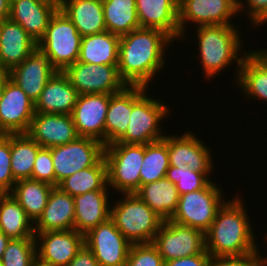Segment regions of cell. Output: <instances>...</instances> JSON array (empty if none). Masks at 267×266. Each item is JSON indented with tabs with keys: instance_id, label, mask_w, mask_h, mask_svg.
<instances>
[{
	"instance_id": "6da1fadb",
	"label": "cell",
	"mask_w": 267,
	"mask_h": 266,
	"mask_svg": "<svg viewBox=\"0 0 267 266\" xmlns=\"http://www.w3.org/2000/svg\"><path fill=\"white\" fill-rule=\"evenodd\" d=\"M172 41L162 31L143 27L120 36V77L127 85L149 87L156 73L165 67L164 51Z\"/></svg>"
},
{
	"instance_id": "7a4b0ae2",
	"label": "cell",
	"mask_w": 267,
	"mask_h": 266,
	"mask_svg": "<svg viewBox=\"0 0 267 266\" xmlns=\"http://www.w3.org/2000/svg\"><path fill=\"white\" fill-rule=\"evenodd\" d=\"M245 208L238 196L219 208L205 232V249L212 257L240 256L258 250Z\"/></svg>"
},
{
	"instance_id": "3957f363",
	"label": "cell",
	"mask_w": 267,
	"mask_h": 266,
	"mask_svg": "<svg viewBox=\"0 0 267 266\" xmlns=\"http://www.w3.org/2000/svg\"><path fill=\"white\" fill-rule=\"evenodd\" d=\"M235 25H208L196 28L198 51L204 76L207 80L218 75L236 60L238 78L239 68L245 57L239 51L243 43L242 36ZM239 55V56H238Z\"/></svg>"
},
{
	"instance_id": "277c9868",
	"label": "cell",
	"mask_w": 267,
	"mask_h": 266,
	"mask_svg": "<svg viewBox=\"0 0 267 266\" xmlns=\"http://www.w3.org/2000/svg\"><path fill=\"white\" fill-rule=\"evenodd\" d=\"M147 87L132 85V111L125 134L117 141L125 144H150L162 140L161 121L170 115L168 105L147 96Z\"/></svg>"
},
{
	"instance_id": "5b68a950",
	"label": "cell",
	"mask_w": 267,
	"mask_h": 266,
	"mask_svg": "<svg viewBox=\"0 0 267 266\" xmlns=\"http://www.w3.org/2000/svg\"><path fill=\"white\" fill-rule=\"evenodd\" d=\"M110 208V219L131 244L151 243L163 223L135 193H122Z\"/></svg>"
},
{
	"instance_id": "8992f818",
	"label": "cell",
	"mask_w": 267,
	"mask_h": 266,
	"mask_svg": "<svg viewBox=\"0 0 267 266\" xmlns=\"http://www.w3.org/2000/svg\"><path fill=\"white\" fill-rule=\"evenodd\" d=\"M82 36L77 28L58 8L52 15L44 37L37 47L46 54L56 69L63 72L78 61Z\"/></svg>"
},
{
	"instance_id": "52a82bcc",
	"label": "cell",
	"mask_w": 267,
	"mask_h": 266,
	"mask_svg": "<svg viewBox=\"0 0 267 266\" xmlns=\"http://www.w3.org/2000/svg\"><path fill=\"white\" fill-rule=\"evenodd\" d=\"M108 186L122 193H135L140 188V168L144 144L114 142L105 146Z\"/></svg>"
},
{
	"instance_id": "ba28073f",
	"label": "cell",
	"mask_w": 267,
	"mask_h": 266,
	"mask_svg": "<svg viewBox=\"0 0 267 266\" xmlns=\"http://www.w3.org/2000/svg\"><path fill=\"white\" fill-rule=\"evenodd\" d=\"M219 186L210 181L204 188L179 196L171 221L203 231L210 228L217 211L225 203Z\"/></svg>"
},
{
	"instance_id": "9c48e42d",
	"label": "cell",
	"mask_w": 267,
	"mask_h": 266,
	"mask_svg": "<svg viewBox=\"0 0 267 266\" xmlns=\"http://www.w3.org/2000/svg\"><path fill=\"white\" fill-rule=\"evenodd\" d=\"M104 144L90 137H77L70 143L51 148L55 186L74 173L95 166L104 157Z\"/></svg>"
},
{
	"instance_id": "30bf717a",
	"label": "cell",
	"mask_w": 267,
	"mask_h": 266,
	"mask_svg": "<svg viewBox=\"0 0 267 266\" xmlns=\"http://www.w3.org/2000/svg\"><path fill=\"white\" fill-rule=\"evenodd\" d=\"M152 243L164 262L206 252L203 231L171 220L163 221Z\"/></svg>"
},
{
	"instance_id": "8fae6325",
	"label": "cell",
	"mask_w": 267,
	"mask_h": 266,
	"mask_svg": "<svg viewBox=\"0 0 267 266\" xmlns=\"http://www.w3.org/2000/svg\"><path fill=\"white\" fill-rule=\"evenodd\" d=\"M242 0H179L178 23L180 40L185 33L187 22L196 26L233 25L231 18L243 11Z\"/></svg>"
},
{
	"instance_id": "7c38bea8",
	"label": "cell",
	"mask_w": 267,
	"mask_h": 266,
	"mask_svg": "<svg viewBox=\"0 0 267 266\" xmlns=\"http://www.w3.org/2000/svg\"><path fill=\"white\" fill-rule=\"evenodd\" d=\"M63 73L79 95L114 94L127 86L120 77L118 65H95L77 61Z\"/></svg>"
},
{
	"instance_id": "4fadbf2b",
	"label": "cell",
	"mask_w": 267,
	"mask_h": 266,
	"mask_svg": "<svg viewBox=\"0 0 267 266\" xmlns=\"http://www.w3.org/2000/svg\"><path fill=\"white\" fill-rule=\"evenodd\" d=\"M84 244L100 266H125L131 243L109 218L84 235Z\"/></svg>"
},
{
	"instance_id": "5bb4252c",
	"label": "cell",
	"mask_w": 267,
	"mask_h": 266,
	"mask_svg": "<svg viewBox=\"0 0 267 266\" xmlns=\"http://www.w3.org/2000/svg\"><path fill=\"white\" fill-rule=\"evenodd\" d=\"M35 114V103L10 78L0 101V134L27 133Z\"/></svg>"
},
{
	"instance_id": "9a60e30c",
	"label": "cell",
	"mask_w": 267,
	"mask_h": 266,
	"mask_svg": "<svg viewBox=\"0 0 267 266\" xmlns=\"http://www.w3.org/2000/svg\"><path fill=\"white\" fill-rule=\"evenodd\" d=\"M198 138L192 132L185 131L180 137L165 135L162 140L167 144L170 166L187 165L189 169L204 173L209 178L214 169L212 151Z\"/></svg>"
},
{
	"instance_id": "2e32d148",
	"label": "cell",
	"mask_w": 267,
	"mask_h": 266,
	"mask_svg": "<svg viewBox=\"0 0 267 266\" xmlns=\"http://www.w3.org/2000/svg\"><path fill=\"white\" fill-rule=\"evenodd\" d=\"M111 94L79 95L71 117L78 136L101 141L105 146V120Z\"/></svg>"
},
{
	"instance_id": "e0dca14e",
	"label": "cell",
	"mask_w": 267,
	"mask_h": 266,
	"mask_svg": "<svg viewBox=\"0 0 267 266\" xmlns=\"http://www.w3.org/2000/svg\"><path fill=\"white\" fill-rule=\"evenodd\" d=\"M35 242L40 261L50 266H68L84 245V235L74 229L47 231L35 234Z\"/></svg>"
},
{
	"instance_id": "ac0fdd59",
	"label": "cell",
	"mask_w": 267,
	"mask_h": 266,
	"mask_svg": "<svg viewBox=\"0 0 267 266\" xmlns=\"http://www.w3.org/2000/svg\"><path fill=\"white\" fill-rule=\"evenodd\" d=\"M50 58L38 47L8 73L26 95L35 103L48 80L56 73Z\"/></svg>"
},
{
	"instance_id": "d6986e66",
	"label": "cell",
	"mask_w": 267,
	"mask_h": 266,
	"mask_svg": "<svg viewBox=\"0 0 267 266\" xmlns=\"http://www.w3.org/2000/svg\"><path fill=\"white\" fill-rule=\"evenodd\" d=\"M27 134L43 148L74 141L78 136L71 115L35 113Z\"/></svg>"
},
{
	"instance_id": "ffe728a7",
	"label": "cell",
	"mask_w": 267,
	"mask_h": 266,
	"mask_svg": "<svg viewBox=\"0 0 267 266\" xmlns=\"http://www.w3.org/2000/svg\"><path fill=\"white\" fill-rule=\"evenodd\" d=\"M58 8L59 0H11L9 19L21 25L38 43Z\"/></svg>"
},
{
	"instance_id": "44dd1931",
	"label": "cell",
	"mask_w": 267,
	"mask_h": 266,
	"mask_svg": "<svg viewBox=\"0 0 267 266\" xmlns=\"http://www.w3.org/2000/svg\"><path fill=\"white\" fill-rule=\"evenodd\" d=\"M36 48L37 43L21 25L10 19L0 23V69L2 71L9 72Z\"/></svg>"
},
{
	"instance_id": "7402d4cb",
	"label": "cell",
	"mask_w": 267,
	"mask_h": 266,
	"mask_svg": "<svg viewBox=\"0 0 267 266\" xmlns=\"http://www.w3.org/2000/svg\"><path fill=\"white\" fill-rule=\"evenodd\" d=\"M179 0H136L140 27L162 31L173 41L180 38Z\"/></svg>"
},
{
	"instance_id": "603a6c76",
	"label": "cell",
	"mask_w": 267,
	"mask_h": 266,
	"mask_svg": "<svg viewBox=\"0 0 267 266\" xmlns=\"http://www.w3.org/2000/svg\"><path fill=\"white\" fill-rule=\"evenodd\" d=\"M74 197L54 186L42 215L34 223L35 234L74 229Z\"/></svg>"
},
{
	"instance_id": "cb8c5ba5",
	"label": "cell",
	"mask_w": 267,
	"mask_h": 266,
	"mask_svg": "<svg viewBox=\"0 0 267 266\" xmlns=\"http://www.w3.org/2000/svg\"><path fill=\"white\" fill-rule=\"evenodd\" d=\"M79 93L68 77L57 71L47 82L40 97L35 102V113L71 115Z\"/></svg>"
},
{
	"instance_id": "d4e9b609",
	"label": "cell",
	"mask_w": 267,
	"mask_h": 266,
	"mask_svg": "<svg viewBox=\"0 0 267 266\" xmlns=\"http://www.w3.org/2000/svg\"><path fill=\"white\" fill-rule=\"evenodd\" d=\"M245 57L239 68L237 85L250 99L267 101V50L244 52Z\"/></svg>"
},
{
	"instance_id": "484cf974",
	"label": "cell",
	"mask_w": 267,
	"mask_h": 266,
	"mask_svg": "<svg viewBox=\"0 0 267 266\" xmlns=\"http://www.w3.org/2000/svg\"><path fill=\"white\" fill-rule=\"evenodd\" d=\"M108 190L89 191L74 197V230L85 235L110 218Z\"/></svg>"
},
{
	"instance_id": "4316f807",
	"label": "cell",
	"mask_w": 267,
	"mask_h": 266,
	"mask_svg": "<svg viewBox=\"0 0 267 266\" xmlns=\"http://www.w3.org/2000/svg\"><path fill=\"white\" fill-rule=\"evenodd\" d=\"M59 8L82 37L106 31L101 0H59Z\"/></svg>"
},
{
	"instance_id": "83f0119b",
	"label": "cell",
	"mask_w": 267,
	"mask_h": 266,
	"mask_svg": "<svg viewBox=\"0 0 267 266\" xmlns=\"http://www.w3.org/2000/svg\"><path fill=\"white\" fill-rule=\"evenodd\" d=\"M120 36L107 30L81 38L78 61L97 65H118Z\"/></svg>"
},
{
	"instance_id": "f1b7e54d",
	"label": "cell",
	"mask_w": 267,
	"mask_h": 266,
	"mask_svg": "<svg viewBox=\"0 0 267 266\" xmlns=\"http://www.w3.org/2000/svg\"><path fill=\"white\" fill-rule=\"evenodd\" d=\"M135 194L164 221L175 213L180 196L175 184L167 178L141 185Z\"/></svg>"
},
{
	"instance_id": "f546056e",
	"label": "cell",
	"mask_w": 267,
	"mask_h": 266,
	"mask_svg": "<svg viewBox=\"0 0 267 266\" xmlns=\"http://www.w3.org/2000/svg\"><path fill=\"white\" fill-rule=\"evenodd\" d=\"M0 230L10 239L35 238L33 221L10 192L0 196Z\"/></svg>"
},
{
	"instance_id": "4dcf8cb0",
	"label": "cell",
	"mask_w": 267,
	"mask_h": 266,
	"mask_svg": "<svg viewBox=\"0 0 267 266\" xmlns=\"http://www.w3.org/2000/svg\"><path fill=\"white\" fill-rule=\"evenodd\" d=\"M132 111V85L111 94L105 120V146L117 142L127 131Z\"/></svg>"
},
{
	"instance_id": "1f68e13d",
	"label": "cell",
	"mask_w": 267,
	"mask_h": 266,
	"mask_svg": "<svg viewBox=\"0 0 267 266\" xmlns=\"http://www.w3.org/2000/svg\"><path fill=\"white\" fill-rule=\"evenodd\" d=\"M53 187L46 182L30 178L16 181L10 193L35 223L42 215Z\"/></svg>"
},
{
	"instance_id": "d6a6232c",
	"label": "cell",
	"mask_w": 267,
	"mask_h": 266,
	"mask_svg": "<svg viewBox=\"0 0 267 266\" xmlns=\"http://www.w3.org/2000/svg\"><path fill=\"white\" fill-rule=\"evenodd\" d=\"M106 30L122 36L140 28L136 0L102 1Z\"/></svg>"
},
{
	"instance_id": "836d02e7",
	"label": "cell",
	"mask_w": 267,
	"mask_h": 266,
	"mask_svg": "<svg viewBox=\"0 0 267 266\" xmlns=\"http://www.w3.org/2000/svg\"><path fill=\"white\" fill-rule=\"evenodd\" d=\"M58 187L72 197L89 191L109 190L104 157L95 166L82 169L65 178L58 184Z\"/></svg>"
},
{
	"instance_id": "e575fe53",
	"label": "cell",
	"mask_w": 267,
	"mask_h": 266,
	"mask_svg": "<svg viewBox=\"0 0 267 266\" xmlns=\"http://www.w3.org/2000/svg\"><path fill=\"white\" fill-rule=\"evenodd\" d=\"M41 148L27 133L11 134V171L15 181L32 179L34 162Z\"/></svg>"
},
{
	"instance_id": "d590c367",
	"label": "cell",
	"mask_w": 267,
	"mask_h": 266,
	"mask_svg": "<svg viewBox=\"0 0 267 266\" xmlns=\"http://www.w3.org/2000/svg\"><path fill=\"white\" fill-rule=\"evenodd\" d=\"M169 166L167 144L163 140L144 145V159L140 168V186L166 178Z\"/></svg>"
},
{
	"instance_id": "8d00e7d4",
	"label": "cell",
	"mask_w": 267,
	"mask_h": 266,
	"mask_svg": "<svg viewBox=\"0 0 267 266\" xmlns=\"http://www.w3.org/2000/svg\"><path fill=\"white\" fill-rule=\"evenodd\" d=\"M36 258L35 238L10 239L0 266H30Z\"/></svg>"
},
{
	"instance_id": "74e56055",
	"label": "cell",
	"mask_w": 267,
	"mask_h": 266,
	"mask_svg": "<svg viewBox=\"0 0 267 266\" xmlns=\"http://www.w3.org/2000/svg\"><path fill=\"white\" fill-rule=\"evenodd\" d=\"M166 178L175 184L179 195L200 190L211 181L204 173L189 169L187 165L169 166Z\"/></svg>"
},
{
	"instance_id": "f35d334b",
	"label": "cell",
	"mask_w": 267,
	"mask_h": 266,
	"mask_svg": "<svg viewBox=\"0 0 267 266\" xmlns=\"http://www.w3.org/2000/svg\"><path fill=\"white\" fill-rule=\"evenodd\" d=\"M125 266H164V260L152 242L131 244Z\"/></svg>"
},
{
	"instance_id": "ab89813d",
	"label": "cell",
	"mask_w": 267,
	"mask_h": 266,
	"mask_svg": "<svg viewBox=\"0 0 267 266\" xmlns=\"http://www.w3.org/2000/svg\"><path fill=\"white\" fill-rule=\"evenodd\" d=\"M15 183L11 171V134H0V188L10 192Z\"/></svg>"
},
{
	"instance_id": "60d3db41",
	"label": "cell",
	"mask_w": 267,
	"mask_h": 266,
	"mask_svg": "<svg viewBox=\"0 0 267 266\" xmlns=\"http://www.w3.org/2000/svg\"><path fill=\"white\" fill-rule=\"evenodd\" d=\"M32 179L55 186V173L51 148H41L36 156L32 171Z\"/></svg>"
},
{
	"instance_id": "b9f144b4",
	"label": "cell",
	"mask_w": 267,
	"mask_h": 266,
	"mask_svg": "<svg viewBox=\"0 0 267 266\" xmlns=\"http://www.w3.org/2000/svg\"><path fill=\"white\" fill-rule=\"evenodd\" d=\"M259 250L240 256L212 257L211 266H264L267 257L259 256Z\"/></svg>"
},
{
	"instance_id": "7bdbcfd3",
	"label": "cell",
	"mask_w": 267,
	"mask_h": 266,
	"mask_svg": "<svg viewBox=\"0 0 267 266\" xmlns=\"http://www.w3.org/2000/svg\"><path fill=\"white\" fill-rule=\"evenodd\" d=\"M244 5L247 4L246 13L250 21L255 26L263 25L267 22V0H246Z\"/></svg>"
},
{
	"instance_id": "ee69618b",
	"label": "cell",
	"mask_w": 267,
	"mask_h": 266,
	"mask_svg": "<svg viewBox=\"0 0 267 266\" xmlns=\"http://www.w3.org/2000/svg\"><path fill=\"white\" fill-rule=\"evenodd\" d=\"M212 256L206 251L204 254L174 259L164 262V266H211Z\"/></svg>"
},
{
	"instance_id": "f6af8a7d",
	"label": "cell",
	"mask_w": 267,
	"mask_h": 266,
	"mask_svg": "<svg viewBox=\"0 0 267 266\" xmlns=\"http://www.w3.org/2000/svg\"><path fill=\"white\" fill-rule=\"evenodd\" d=\"M68 266H100L93 252L84 244Z\"/></svg>"
},
{
	"instance_id": "bcb514c9",
	"label": "cell",
	"mask_w": 267,
	"mask_h": 266,
	"mask_svg": "<svg viewBox=\"0 0 267 266\" xmlns=\"http://www.w3.org/2000/svg\"><path fill=\"white\" fill-rule=\"evenodd\" d=\"M11 0H0V23L9 19Z\"/></svg>"
},
{
	"instance_id": "7dc6e473",
	"label": "cell",
	"mask_w": 267,
	"mask_h": 266,
	"mask_svg": "<svg viewBox=\"0 0 267 266\" xmlns=\"http://www.w3.org/2000/svg\"><path fill=\"white\" fill-rule=\"evenodd\" d=\"M10 241V238L6 236L1 230H0V264L3 258L4 251L7 247L8 242Z\"/></svg>"
},
{
	"instance_id": "c3c4849f",
	"label": "cell",
	"mask_w": 267,
	"mask_h": 266,
	"mask_svg": "<svg viewBox=\"0 0 267 266\" xmlns=\"http://www.w3.org/2000/svg\"><path fill=\"white\" fill-rule=\"evenodd\" d=\"M9 73L7 71L0 72V101L2 99L3 91L6 85V81L9 79Z\"/></svg>"
},
{
	"instance_id": "681fc988",
	"label": "cell",
	"mask_w": 267,
	"mask_h": 266,
	"mask_svg": "<svg viewBox=\"0 0 267 266\" xmlns=\"http://www.w3.org/2000/svg\"><path fill=\"white\" fill-rule=\"evenodd\" d=\"M30 266H50L49 264L47 263H44L42 261H40L38 258H36L32 264Z\"/></svg>"
},
{
	"instance_id": "f907efd6",
	"label": "cell",
	"mask_w": 267,
	"mask_h": 266,
	"mask_svg": "<svg viewBox=\"0 0 267 266\" xmlns=\"http://www.w3.org/2000/svg\"><path fill=\"white\" fill-rule=\"evenodd\" d=\"M5 192L0 188V196L3 195Z\"/></svg>"
}]
</instances>
